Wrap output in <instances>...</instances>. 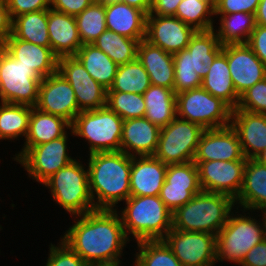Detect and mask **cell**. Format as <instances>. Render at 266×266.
I'll return each instance as SVG.
<instances>
[{
	"label": "cell",
	"instance_id": "cell-1",
	"mask_svg": "<svg viewBox=\"0 0 266 266\" xmlns=\"http://www.w3.org/2000/svg\"><path fill=\"white\" fill-rule=\"evenodd\" d=\"M119 215L117 209H95L74 216V224L60 239L89 266L122 263L123 249L129 240Z\"/></svg>",
	"mask_w": 266,
	"mask_h": 266
},
{
	"label": "cell",
	"instance_id": "cell-2",
	"mask_svg": "<svg viewBox=\"0 0 266 266\" xmlns=\"http://www.w3.org/2000/svg\"><path fill=\"white\" fill-rule=\"evenodd\" d=\"M88 155L89 188L95 209L116 210L119 202L130 197L131 156L122 151Z\"/></svg>",
	"mask_w": 266,
	"mask_h": 266
},
{
	"label": "cell",
	"instance_id": "cell-3",
	"mask_svg": "<svg viewBox=\"0 0 266 266\" xmlns=\"http://www.w3.org/2000/svg\"><path fill=\"white\" fill-rule=\"evenodd\" d=\"M223 45L215 29L196 31L186 49L173 54L175 94L199 88Z\"/></svg>",
	"mask_w": 266,
	"mask_h": 266
},
{
	"label": "cell",
	"instance_id": "cell-4",
	"mask_svg": "<svg viewBox=\"0 0 266 266\" xmlns=\"http://www.w3.org/2000/svg\"><path fill=\"white\" fill-rule=\"evenodd\" d=\"M234 206L229 195L201 191L172 213V229L217 235Z\"/></svg>",
	"mask_w": 266,
	"mask_h": 266
},
{
	"label": "cell",
	"instance_id": "cell-5",
	"mask_svg": "<svg viewBox=\"0 0 266 266\" xmlns=\"http://www.w3.org/2000/svg\"><path fill=\"white\" fill-rule=\"evenodd\" d=\"M118 213L128 240H163L172 229V212L159 196H130Z\"/></svg>",
	"mask_w": 266,
	"mask_h": 266
},
{
	"label": "cell",
	"instance_id": "cell-6",
	"mask_svg": "<svg viewBox=\"0 0 266 266\" xmlns=\"http://www.w3.org/2000/svg\"><path fill=\"white\" fill-rule=\"evenodd\" d=\"M43 185L48 187L55 203L71 216L95 210L89 188L88 169L78 159L59 169Z\"/></svg>",
	"mask_w": 266,
	"mask_h": 266
},
{
	"label": "cell",
	"instance_id": "cell-7",
	"mask_svg": "<svg viewBox=\"0 0 266 266\" xmlns=\"http://www.w3.org/2000/svg\"><path fill=\"white\" fill-rule=\"evenodd\" d=\"M123 119L107 106L81 111L71 123V135L89 143V154L120 151Z\"/></svg>",
	"mask_w": 266,
	"mask_h": 266
},
{
	"label": "cell",
	"instance_id": "cell-8",
	"mask_svg": "<svg viewBox=\"0 0 266 266\" xmlns=\"http://www.w3.org/2000/svg\"><path fill=\"white\" fill-rule=\"evenodd\" d=\"M233 212L216 235L217 262L227 260L239 265L248 251L266 237V223L263 214L260 224L261 220L250 217V213L239 216Z\"/></svg>",
	"mask_w": 266,
	"mask_h": 266
},
{
	"label": "cell",
	"instance_id": "cell-9",
	"mask_svg": "<svg viewBox=\"0 0 266 266\" xmlns=\"http://www.w3.org/2000/svg\"><path fill=\"white\" fill-rule=\"evenodd\" d=\"M176 110L178 118L196 123L203 129L231 125L232 109L202 87L176 94Z\"/></svg>",
	"mask_w": 266,
	"mask_h": 266
},
{
	"label": "cell",
	"instance_id": "cell-10",
	"mask_svg": "<svg viewBox=\"0 0 266 266\" xmlns=\"http://www.w3.org/2000/svg\"><path fill=\"white\" fill-rule=\"evenodd\" d=\"M42 78L0 46V101L35 107Z\"/></svg>",
	"mask_w": 266,
	"mask_h": 266
},
{
	"label": "cell",
	"instance_id": "cell-11",
	"mask_svg": "<svg viewBox=\"0 0 266 266\" xmlns=\"http://www.w3.org/2000/svg\"><path fill=\"white\" fill-rule=\"evenodd\" d=\"M203 131L200 125L176 117L161 128L153 156L167 165L193 161Z\"/></svg>",
	"mask_w": 266,
	"mask_h": 266
},
{
	"label": "cell",
	"instance_id": "cell-12",
	"mask_svg": "<svg viewBox=\"0 0 266 266\" xmlns=\"http://www.w3.org/2000/svg\"><path fill=\"white\" fill-rule=\"evenodd\" d=\"M182 266H215L216 235L171 229L163 239Z\"/></svg>",
	"mask_w": 266,
	"mask_h": 266
},
{
	"label": "cell",
	"instance_id": "cell-13",
	"mask_svg": "<svg viewBox=\"0 0 266 266\" xmlns=\"http://www.w3.org/2000/svg\"><path fill=\"white\" fill-rule=\"evenodd\" d=\"M68 134L47 143L29 148L16 162L28 173V177L43 184L59 169L74 161L68 154Z\"/></svg>",
	"mask_w": 266,
	"mask_h": 266
},
{
	"label": "cell",
	"instance_id": "cell-14",
	"mask_svg": "<svg viewBox=\"0 0 266 266\" xmlns=\"http://www.w3.org/2000/svg\"><path fill=\"white\" fill-rule=\"evenodd\" d=\"M198 168L202 191L222 193L234 200L243 186L247 160L193 161Z\"/></svg>",
	"mask_w": 266,
	"mask_h": 266
},
{
	"label": "cell",
	"instance_id": "cell-15",
	"mask_svg": "<svg viewBox=\"0 0 266 266\" xmlns=\"http://www.w3.org/2000/svg\"><path fill=\"white\" fill-rule=\"evenodd\" d=\"M58 72L72 86L80 111L106 106L107 89L91 77L75 56L58 58Z\"/></svg>",
	"mask_w": 266,
	"mask_h": 266
},
{
	"label": "cell",
	"instance_id": "cell-16",
	"mask_svg": "<svg viewBox=\"0 0 266 266\" xmlns=\"http://www.w3.org/2000/svg\"><path fill=\"white\" fill-rule=\"evenodd\" d=\"M35 108L70 123L81 112L72 86L58 71L41 80Z\"/></svg>",
	"mask_w": 266,
	"mask_h": 266
},
{
	"label": "cell",
	"instance_id": "cell-17",
	"mask_svg": "<svg viewBox=\"0 0 266 266\" xmlns=\"http://www.w3.org/2000/svg\"><path fill=\"white\" fill-rule=\"evenodd\" d=\"M221 51L227 57L231 79L239 97L266 78V66L246 43L226 44Z\"/></svg>",
	"mask_w": 266,
	"mask_h": 266
},
{
	"label": "cell",
	"instance_id": "cell-18",
	"mask_svg": "<svg viewBox=\"0 0 266 266\" xmlns=\"http://www.w3.org/2000/svg\"><path fill=\"white\" fill-rule=\"evenodd\" d=\"M195 32L175 16L147 15L145 40L171 54L186 49Z\"/></svg>",
	"mask_w": 266,
	"mask_h": 266
},
{
	"label": "cell",
	"instance_id": "cell-19",
	"mask_svg": "<svg viewBox=\"0 0 266 266\" xmlns=\"http://www.w3.org/2000/svg\"><path fill=\"white\" fill-rule=\"evenodd\" d=\"M232 161L245 158L239 136L231 126L204 129L193 161Z\"/></svg>",
	"mask_w": 266,
	"mask_h": 266
},
{
	"label": "cell",
	"instance_id": "cell-20",
	"mask_svg": "<svg viewBox=\"0 0 266 266\" xmlns=\"http://www.w3.org/2000/svg\"><path fill=\"white\" fill-rule=\"evenodd\" d=\"M0 46L20 64L33 69L42 79L58 71V57L51 47L30 43L12 34Z\"/></svg>",
	"mask_w": 266,
	"mask_h": 266
},
{
	"label": "cell",
	"instance_id": "cell-21",
	"mask_svg": "<svg viewBox=\"0 0 266 266\" xmlns=\"http://www.w3.org/2000/svg\"><path fill=\"white\" fill-rule=\"evenodd\" d=\"M166 170L154 156H131L130 196H159Z\"/></svg>",
	"mask_w": 266,
	"mask_h": 266
},
{
	"label": "cell",
	"instance_id": "cell-22",
	"mask_svg": "<svg viewBox=\"0 0 266 266\" xmlns=\"http://www.w3.org/2000/svg\"><path fill=\"white\" fill-rule=\"evenodd\" d=\"M161 128L145 117L123 121L120 151L129 156H153Z\"/></svg>",
	"mask_w": 266,
	"mask_h": 266
},
{
	"label": "cell",
	"instance_id": "cell-23",
	"mask_svg": "<svg viewBox=\"0 0 266 266\" xmlns=\"http://www.w3.org/2000/svg\"><path fill=\"white\" fill-rule=\"evenodd\" d=\"M231 126L236 130L245 158H256L266 147V115L232 110Z\"/></svg>",
	"mask_w": 266,
	"mask_h": 266
},
{
	"label": "cell",
	"instance_id": "cell-24",
	"mask_svg": "<svg viewBox=\"0 0 266 266\" xmlns=\"http://www.w3.org/2000/svg\"><path fill=\"white\" fill-rule=\"evenodd\" d=\"M48 34L50 47L58 57L75 56L83 45L74 16L48 9Z\"/></svg>",
	"mask_w": 266,
	"mask_h": 266
},
{
	"label": "cell",
	"instance_id": "cell-25",
	"mask_svg": "<svg viewBox=\"0 0 266 266\" xmlns=\"http://www.w3.org/2000/svg\"><path fill=\"white\" fill-rule=\"evenodd\" d=\"M147 15L134 7L115 1L105 3V22L107 30L119 35L143 40L146 36Z\"/></svg>",
	"mask_w": 266,
	"mask_h": 266
},
{
	"label": "cell",
	"instance_id": "cell-26",
	"mask_svg": "<svg viewBox=\"0 0 266 266\" xmlns=\"http://www.w3.org/2000/svg\"><path fill=\"white\" fill-rule=\"evenodd\" d=\"M243 213L250 210H266V164L255 158L247 159L244 168L243 186L235 199ZM253 209V210H252ZM246 210V211H245Z\"/></svg>",
	"mask_w": 266,
	"mask_h": 266
},
{
	"label": "cell",
	"instance_id": "cell-27",
	"mask_svg": "<svg viewBox=\"0 0 266 266\" xmlns=\"http://www.w3.org/2000/svg\"><path fill=\"white\" fill-rule=\"evenodd\" d=\"M71 129V123L66 119L52 114H47L32 107L29 120L28 133L22 151L15 154L17 161L29 148L41 145L64 136Z\"/></svg>",
	"mask_w": 266,
	"mask_h": 266
},
{
	"label": "cell",
	"instance_id": "cell-28",
	"mask_svg": "<svg viewBox=\"0 0 266 266\" xmlns=\"http://www.w3.org/2000/svg\"><path fill=\"white\" fill-rule=\"evenodd\" d=\"M137 59L147 71L150 83L173 89L174 60L173 54L150 44L145 39L138 45Z\"/></svg>",
	"mask_w": 266,
	"mask_h": 266
},
{
	"label": "cell",
	"instance_id": "cell-29",
	"mask_svg": "<svg viewBox=\"0 0 266 266\" xmlns=\"http://www.w3.org/2000/svg\"><path fill=\"white\" fill-rule=\"evenodd\" d=\"M201 87L214 97L220 98L232 110L237 108L240 97L231 79L227 57L222 51L210 64L207 75L202 78Z\"/></svg>",
	"mask_w": 266,
	"mask_h": 266
},
{
	"label": "cell",
	"instance_id": "cell-30",
	"mask_svg": "<svg viewBox=\"0 0 266 266\" xmlns=\"http://www.w3.org/2000/svg\"><path fill=\"white\" fill-rule=\"evenodd\" d=\"M143 97L146 106L144 117L159 128L167 126L177 117L176 94L173 89L151 84Z\"/></svg>",
	"mask_w": 266,
	"mask_h": 266
},
{
	"label": "cell",
	"instance_id": "cell-31",
	"mask_svg": "<svg viewBox=\"0 0 266 266\" xmlns=\"http://www.w3.org/2000/svg\"><path fill=\"white\" fill-rule=\"evenodd\" d=\"M75 57L83 64L86 71L107 90L113 83L118 65L101 49L93 44H83Z\"/></svg>",
	"mask_w": 266,
	"mask_h": 266
},
{
	"label": "cell",
	"instance_id": "cell-32",
	"mask_svg": "<svg viewBox=\"0 0 266 266\" xmlns=\"http://www.w3.org/2000/svg\"><path fill=\"white\" fill-rule=\"evenodd\" d=\"M48 9L22 14L13 19L12 35L15 38L50 47Z\"/></svg>",
	"mask_w": 266,
	"mask_h": 266
},
{
	"label": "cell",
	"instance_id": "cell-33",
	"mask_svg": "<svg viewBox=\"0 0 266 266\" xmlns=\"http://www.w3.org/2000/svg\"><path fill=\"white\" fill-rule=\"evenodd\" d=\"M220 26L215 31L220 44L247 43L255 29V14L237 12L220 15Z\"/></svg>",
	"mask_w": 266,
	"mask_h": 266
},
{
	"label": "cell",
	"instance_id": "cell-34",
	"mask_svg": "<svg viewBox=\"0 0 266 266\" xmlns=\"http://www.w3.org/2000/svg\"><path fill=\"white\" fill-rule=\"evenodd\" d=\"M32 106L0 103V140L26 138Z\"/></svg>",
	"mask_w": 266,
	"mask_h": 266
},
{
	"label": "cell",
	"instance_id": "cell-35",
	"mask_svg": "<svg viewBox=\"0 0 266 266\" xmlns=\"http://www.w3.org/2000/svg\"><path fill=\"white\" fill-rule=\"evenodd\" d=\"M140 41L106 29L92 44L106 53L117 65H122L137 59Z\"/></svg>",
	"mask_w": 266,
	"mask_h": 266
},
{
	"label": "cell",
	"instance_id": "cell-36",
	"mask_svg": "<svg viewBox=\"0 0 266 266\" xmlns=\"http://www.w3.org/2000/svg\"><path fill=\"white\" fill-rule=\"evenodd\" d=\"M151 86L150 78L138 59L118 65L115 78L107 91L141 94Z\"/></svg>",
	"mask_w": 266,
	"mask_h": 266
},
{
	"label": "cell",
	"instance_id": "cell-37",
	"mask_svg": "<svg viewBox=\"0 0 266 266\" xmlns=\"http://www.w3.org/2000/svg\"><path fill=\"white\" fill-rule=\"evenodd\" d=\"M214 0H182L175 17L196 31L214 29Z\"/></svg>",
	"mask_w": 266,
	"mask_h": 266
},
{
	"label": "cell",
	"instance_id": "cell-38",
	"mask_svg": "<svg viewBox=\"0 0 266 266\" xmlns=\"http://www.w3.org/2000/svg\"><path fill=\"white\" fill-rule=\"evenodd\" d=\"M134 266H182L164 240L137 242Z\"/></svg>",
	"mask_w": 266,
	"mask_h": 266
},
{
	"label": "cell",
	"instance_id": "cell-39",
	"mask_svg": "<svg viewBox=\"0 0 266 266\" xmlns=\"http://www.w3.org/2000/svg\"><path fill=\"white\" fill-rule=\"evenodd\" d=\"M75 20L82 44H92L107 29L105 3L93 2Z\"/></svg>",
	"mask_w": 266,
	"mask_h": 266
},
{
	"label": "cell",
	"instance_id": "cell-40",
	"mask_svg": "<svg viewBox=\"0 0 266 266\" xmlns=\"http://www.w3.org/2000/svg\"><path fill=\"white\" fill-rule=\"evenodd\" d=\"M106 106L123 120L144 117L146 106L141 94L107 91Z\"/></svg>",
	"mask_w": 266,
	"mask_h": 266
},
{
	"label": "cell",
	"instance_id": "cell-41",
	"mask_svg": "<svg viewBox=\"0 0 266 266\" xmlns=\"http://www.w3.org/2000/svg\"><path fill=\"white\" fill-rule=\"evenodd\" d=\"M165 183L169 184V187L201 188L197 165L193 161L168 164Z\"/></svg>",
	"mask_w": 266,
	"mask_h": 266
},
{
	"label": "cell",
	"instance_id": "cell-42",
	"mask_svg": "<svg viewBox=\"0 0 266 266\" xmlns=\"http://www.w3.org/2000/svg\"><path fill=\"white\" fill-rule=\"evenodd\" d=\"M233 110H245L266 115V78L246 90L240 96L237 108Z\"/></svg>",
	"mask_w": 266,
	"mask_h": 266
},
{
	"label": "cell",
	"instance_id": "cell-43",
	"mask_svg": "<svg viewBox=\"0 0 266 266\" xmlns=\"http://www.w3.org/2000/svg\"><path fill=\"white\" fill-rule=\"evenodd\" d=\"M202 188H178L169 187V184L162 185L159 197L168 209L173 213L179 207L188 203Z\"/></svg>",
	"mask_w": 266,
	"mask_h": 266
},
{
	"label": "cell",
	"instance_id": "cell-44",
	"mask_svg": "<svg viewBox=\"0 0 266 266\" xmlns=\"http://www.w3.org/2000/svg\"><path fill=\"white\" fill-rule=\"evenodd\" d=\"M58 246L51 243L45 266H89L74 250L60 240Z\"/></svg>",
	"mask_w": 266,
	"mask_h": 266
},
{
	"label": "cell",
	"instance_id": "cell-45",
	"mask_svg": "<svg viewBox=\"0 0 266 266\" xmlns=\"http://www.w3.org/2000/svg\"><path fill=\"white\" fill-rule=\"evenodd\" d=\"M260 0H214V16L246 12L255 14Z\"/></svg>",
	"mask_w": 266,
	"mask_h": 266
},
{
	"label": "cell",
	"instance_id": "cell-46",
	"mask_svg": "<svg viewBox=\"0 0 266 266\" xmlns=\"http://www.w3.org/2000/svg\"><path fill=\"white\" fill-rule=\"evenodd\" d=\"M12 20L22 14L47 10L51 7V0H6Z\"/></svg>",
	"mask_w": 266,
	"mask_h": 266
},
{
	"label": "cell",
	"instance_id": "cell-47",
	"mask_svg": "<svg viewBox=\"0 0 266 266\" xmlns=\"http://www.w3.org/2000/svg\"><path fill=\"white\" fill-rule=\"evenodd\" d=\"M246 44L266 66V26L256 24Z\"/></svg>",
	"mask_w": 266,
	"mask_h": 266
},
{
	"label": "cell",
	"instance_id": "cell-48",
	"mask_svg": "<svg viewBox=\"0 0 266 266\" xmlns=\"http://www.w3.org/2000/svg\"><path fill=\"white\" fill-rule=\"evenodd\" d=\"M93 2V0H51L50 8L75 17Z\"/></svg>",
	"mask_w": 266,
	"mask_h": 266
},
{
	"label": "cell",
	"instance_id": "cell-49",
	"mask_svg": "<svg viewBox=\"0 0 266 266\" xmlns=\"http://www.w3.org/2000/svg\"><path fill=\"white\" fill-rule=\"evenodd\" d=\"M241 266H266V237L245 255Z\"/></svg>",
	"mask_w": 266,
	"mask_h": 266
},
{
	"label": "cell",
	"instance_id": "cell-50",
	"mask_svg": "<svg viewBox=\"0 0 266 266\" xmlns=\"http://www.w3.org/2000/svg\"><path fill=\"white\" fill-rule=\"evenodd\" d=\"M182 0H152L148 15L174 16Z\"/></svg>",
	"mask_w": 266,
	"mask_h": 266
},
{
	"label": "cell",
	"instance_id": "cell-51",
	"mask_svg": "<svg viewBox=\"0 0 266 266\" xmlns=\"http://www.w3.org/2000/svg\"><path fill=\"white\" fill-rule=\"evenodd\" d=\"M12 23L6 0H0V44L12 34Z\"/></svg>",
	"mask_w": 266,
	"mask_h": 266
},
{
	"label": "cell",
	"instance_id": "cell-52",
	"mask_svg": "<svg viewBox=\"0 0 266 266\" xmlns=\"http://www.w3.org/2000/svg\"><path fill=\"white\" fill-rule=\"evenodd\" d=\"M122 1L131 7L137 8L143 11L146 15L150 13L152 0H104L103 3Z\"/></svg>",
	"mask_w": 266,
	"mask_h": 266
},
{
	"label": "cell",
	"instance_id": "cell-53",
	"mask_svg": "<svg viewBox=\"0 0 266 266\" xmlns=\"http://www.w3.org/2000/svg\"><path fill=\"white\" fill-rule=\"evenodd\" d=\"M255 21L257 25L266 26V0H260L255 13Z\"/></svg>",
	"mask_w": 266,
	"mask_h": 266
},
{
	"label": "cell",
	"instance_id": "cell-54",
	"mask_svg": "<svg viewBox=\"0 0 266 266\" xmlns=\"http://www.w3.org/2000/svg\"><path fill=\"white\" fill-rule=\"evenodd\" d=\"M259 162L266 164V147L258 154V156L255 158Z\"/></svg>",
	"mask_w": 266,
	"mask_h": 266
},
{
	"label": "cell",
	"instance_id": "cell-55",
	"mask_svg": "<svg viewBox=\"0 0 266 266\" xmlns=\"http://www.w3.org/2000/svg\"><path fill=\"white\" fill-rule=\"evenodd\" d=\"M91 266H122L121 263H115V264H102V265H91Z\"/></svg>",
	"mask_w": 266,
	"mask_h": 266
},
{
	"label": "cell",
	"instance_id": "cell-56",
	"mask_svg": "<svg viewBox=\"0 0 266 266\" xmlns=\"http://www.w3.org/2000/svg\"><path fill=\"white\" fill-rule=\"evenodd\" d=\"M262 214L264 215V219H265V223H266V210L263 211Z\"/></svg>",
	"mask_w": 266,
	"mask_h": 266
},
{
	"label": "cell",
	"instance_id": "cell-57",
	"mask_svg": "<svg viewBox=\"0 0 266 266\" xmlns=\"http://www.w3.org/2000/svg\"><path fill=\"white\" fill-rule=\"evenodd\" d=\"M94 2H103L104 0H93Z\"/></svg>",
	"mask_w": 266,
	"mask_h": 266
}]
</instances>
